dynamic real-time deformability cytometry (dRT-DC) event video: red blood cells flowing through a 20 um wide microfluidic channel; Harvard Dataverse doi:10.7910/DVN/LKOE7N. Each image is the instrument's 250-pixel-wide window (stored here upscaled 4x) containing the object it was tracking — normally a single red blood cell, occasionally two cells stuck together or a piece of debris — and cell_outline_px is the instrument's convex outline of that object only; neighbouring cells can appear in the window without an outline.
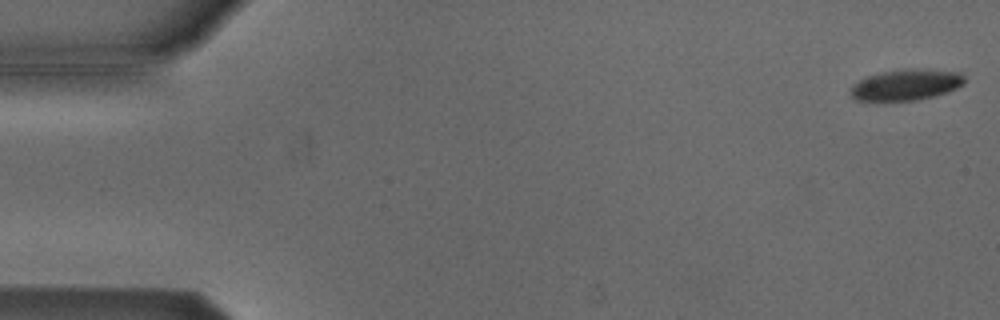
{"species": "Egyptian fruit bat (a non-hibernating species)", "species_latin": "Rousettus aegyptiacus", "temperature_condition": "cold", "stored_images_in_passage": 53, "camera_frame_rate_fps": 3000, "um_per_image_px": 0.085, "animal": {"sex": "male"}, "frame": {"image": 1, "passage_image": 1, "time_ms": 0.0, "image_size_px": [1000, 320], "cell_outline_px": [[964, 84], [948, 92], [916, 100], [856, 100], [852, 96], [852, 84], [868, 76], [884, 72], [904, 68], [920, 68], [960, 72], [964, 76]], "centroid_in_image_um": [77.06, 7.18], "position_along_channel_um": 7.9, "area_um2": 20.4}}
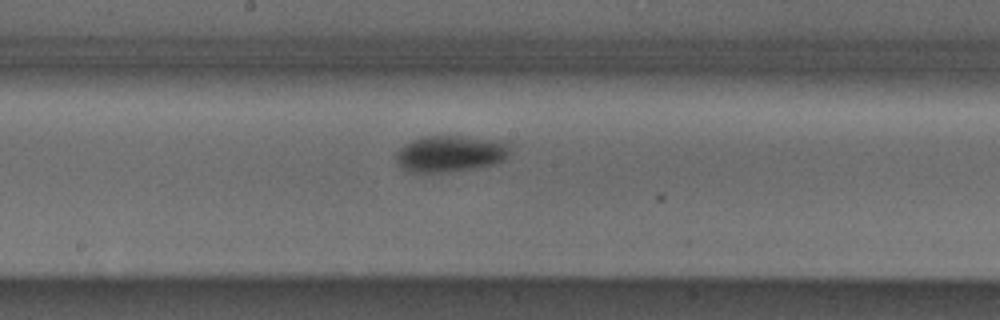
{"frame": {"image": 2, "passage_image": 28, "time_ms": 9.0, "image_size_px": [1000, 320], "cell_outline_px": [[512, 152], [504, 160], [492, 164], [472, 168], [440, 172], [408, 172], [400, 168], [396, 164], [396, 152], [404, 144], [412, 140], [424, 136], [460, 136], [512, 140]], "centroid_in_image_um": [38.34, 13.03], "position_along_channel_um": 209.9, "area_um2": 24.8}}
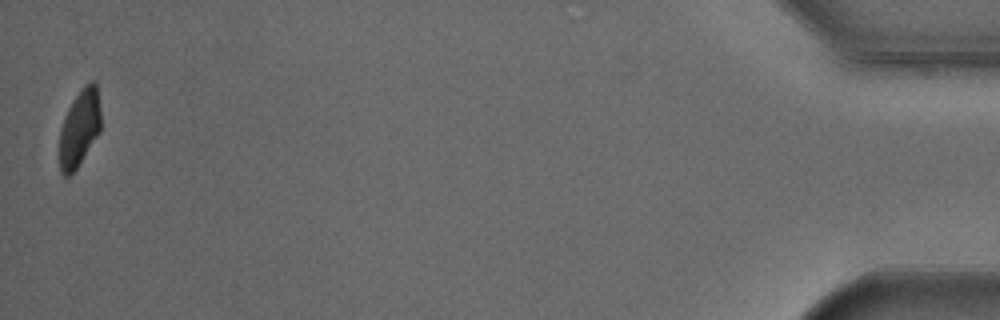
{"frame": {"image": 3, "passage_image": 53, "time_ms": 17.333, "image_size_px": [1000, 320], "cell_outline_px": [[100, 132], [76, 168], [68, 176], [64, 176], [60, 172], [60, 128], [64, 116], [68, 108], [84, 84], [92, 80], [96, 80], [100, 112]], "centroid_in_image_um": [6.76, 10.85], "position_along_channel_um": 428.4, "area_um2": 18.38}, "authors_computed_cell_mechanics": {"area_um2": 22.6576, "velocity_mm_per_s": 3.8069, "shape_relaxation_time_tau1_ms": 1.8977, "shape_relaxation_time_tau2_ms": null, "deformation_change_tau1": 0.0827, "deformation_change_tau2": null}}